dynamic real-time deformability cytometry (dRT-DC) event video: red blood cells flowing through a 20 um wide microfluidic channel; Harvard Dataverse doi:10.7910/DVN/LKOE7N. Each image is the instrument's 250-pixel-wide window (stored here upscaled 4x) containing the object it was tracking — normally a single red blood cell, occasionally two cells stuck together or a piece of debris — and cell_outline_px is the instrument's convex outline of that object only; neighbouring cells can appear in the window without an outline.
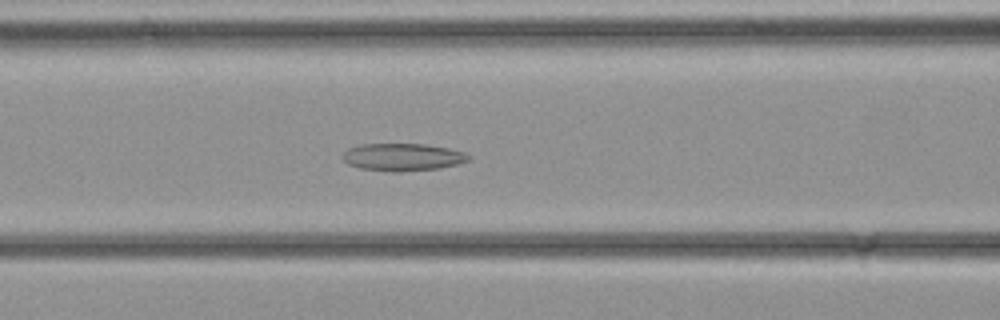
{"species": "common noctule bat (a hibernating species)", "species_latin": "Nyctalus noctula", "temperature_condition": "cold", "stored_images_in_passage": 36, "camera_frame_rate_fps": 3000, "um_per_image_px": 0.085, "animal": {"sex": "female", "body_mass_g": 21.9}, "frame": {"image": 1, "passage_image": 14, "time_ms": 4.333, "image_size_px": [1000, 320], "cell_outline_px": [[472, 156], [468, 160], [456, 164], [440, 168], [400, 172], [392, 172], [360, 168], [348, 164], [340, 156], [348, 148], [360, 144], [424, 144], [448, 148], [464, 152]], "centroid_in_image_um": [34.2, 13.35], "position_along_channel_um": 132.4, "area_um2": 20.23}}
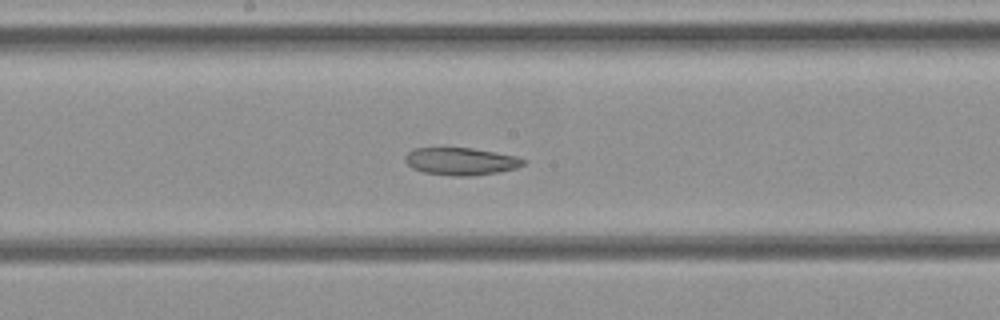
{"frame": {"image": 2, "passage_image": 18, "time_ms": 5.667, "image_size_px": [1000, 320], "cell_outline_px": [[528, 160], [524, 164], [516, 168], [496, 172], [472, 176], [456, 176], [424, 172], [412, 168], [404, 160], [404, 156], [412, 148], [472, 148], [496, 152], [516, 156]], "centroid_in_image_um": [39.17, 13.7], "position_along_channel_um": 209.0, "area_um2": 18.9}}
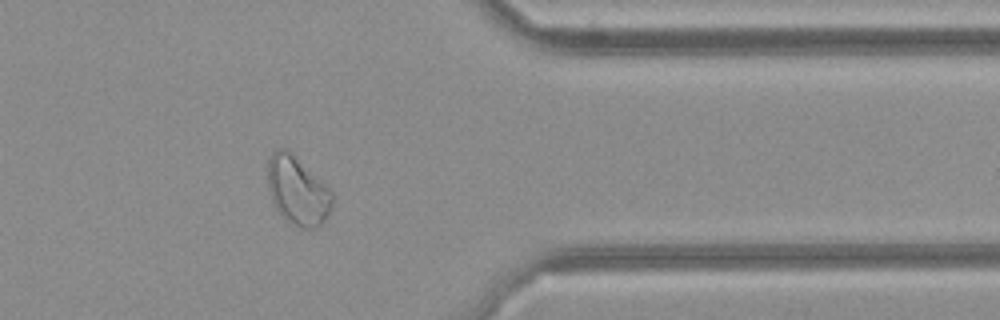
{"frame": {"image": 3, "passage_image": 28, "time_ms": 9.0, "image_size_px": [1000, 320], "cell_outline_px": [[332, 204], [328, 216], [316, 228], [300, 228], [280, 216], [272, 200], [268, 188], [268, 160], [272, 152], [276, 148], [288, 148], [332, 192]], "centroid_in_image_um": [25.26, 16.2], "position_along_channel_um": 386.1, "area_um2": 25.66}}